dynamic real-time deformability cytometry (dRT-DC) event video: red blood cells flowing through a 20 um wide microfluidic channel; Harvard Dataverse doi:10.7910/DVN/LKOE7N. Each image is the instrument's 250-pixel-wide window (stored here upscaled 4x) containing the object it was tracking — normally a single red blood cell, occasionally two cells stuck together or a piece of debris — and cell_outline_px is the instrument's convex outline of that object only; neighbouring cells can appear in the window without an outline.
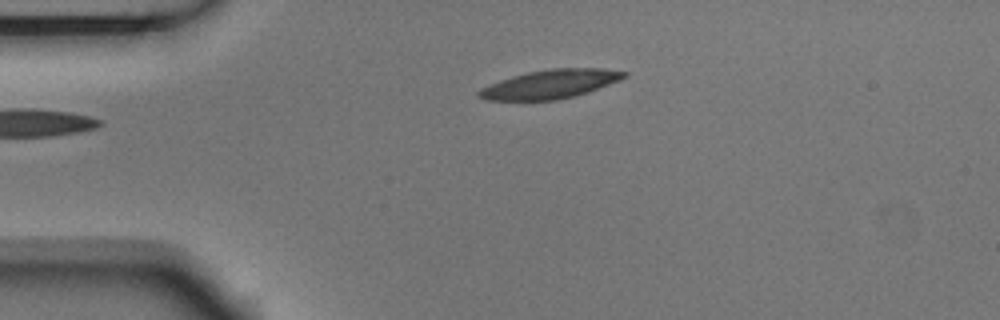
{"species": "Egyptian fruit bat (a non-hibernating species)", "species_latin": "Rousettus aegyptiacus", "temperature_condition": "room temperature", "stored_images_in_passage": 4, "camera_frame_rate_fps": 3000, "um_per_image_px": 0.085, "animal": {"sex": "male"}, "frame": {"image": 1, "passage_image": 4, "time_ms": 1.0, "image_size_px": [1000, 320], "cell_outline_px": [[628, 76], [620, 80], [588, 92], [576, 96], [556, 100], [484, 100], [476, 96], [476, 92], [480, 88], [488, 84], [512, 76], [528, 72], [552, 68], [600, 68], [628, 72]], "centroid_in_image_um": [46.75, 7.15], "position_along_channel_um": 38.3, "area_um2": 24.51}}